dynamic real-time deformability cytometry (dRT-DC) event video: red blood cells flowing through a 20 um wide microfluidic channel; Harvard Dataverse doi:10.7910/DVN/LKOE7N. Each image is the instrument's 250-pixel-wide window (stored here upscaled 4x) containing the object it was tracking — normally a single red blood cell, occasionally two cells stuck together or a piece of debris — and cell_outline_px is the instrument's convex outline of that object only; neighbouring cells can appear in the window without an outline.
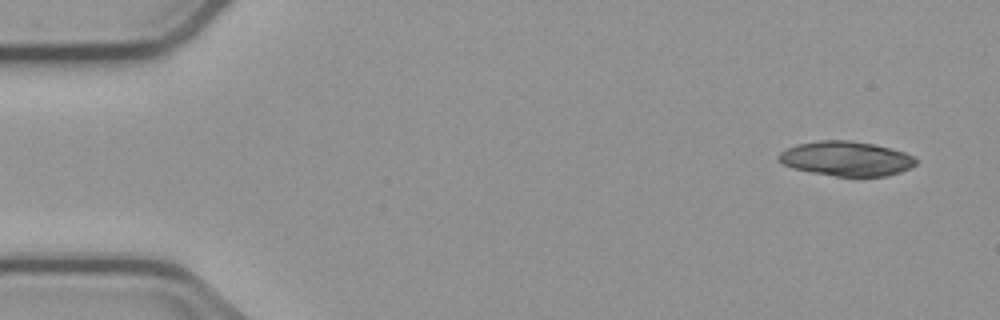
{"species": "common noctule bat (a hibernating species)", "species_latin": "Nyctalus noctula", "temperature_condition": "cold", "stored_images_in_passage": 4, "camera_frame_rate_fps": 3000, "um_per_image_px": 0.085, "animal": {"sex": "male", "body_mass_g": 23.1, "forearm_length_mm": 52.7}, "frame": {"image": 1, "passage_image": 1, "time_ms": 0.0, "image_size_px": [1000, 320], "cell_outline_px": [[916, 164], [900, 172], [884, 176], [836, 176], [812, 172], [792, 168], [784, 164], [776, 156], [780, 152], [796, 144], [820, 140], [852, 140], [872, 144], [904, 152], [916, 156]], "centroid_in_image_um": [71.92, 13.47], "position_along_channel_um": 13.1, "area_um2": 27.51}}